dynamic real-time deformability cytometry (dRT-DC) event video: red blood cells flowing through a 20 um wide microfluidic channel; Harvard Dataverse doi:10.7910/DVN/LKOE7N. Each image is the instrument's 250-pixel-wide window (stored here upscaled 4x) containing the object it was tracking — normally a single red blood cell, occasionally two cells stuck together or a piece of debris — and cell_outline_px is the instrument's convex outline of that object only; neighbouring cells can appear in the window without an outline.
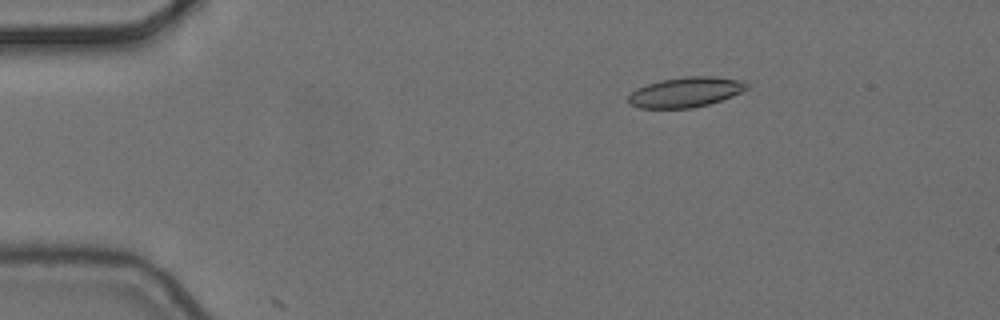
{"species": "common noctule bat (a hibernating species)", "species_latin": "Nyctalus noctula", "temperature_condition": "cold", "stored_images_in_passage": 6, "camera_frame_rate_fps": 3000, "um_per_image_px": 0.085, "animal": {"sex": "female", "body_mass_g": 24.6, "forearm_length_mm": 56.2}, "frame": {"image": 1, "passage_image": 3, "time_ms": 0.667, "image_size_px": [1000, 320], "cell_outline_px": [[748, 88], [732, 96], [708, 104], [692, 108], [640, 108], [628, 104], [628, 96], [636, 88], [660, 80], [684, 76], [716, 76], [744, 80], [748, 84]], "centroid_in_image_um": [58.28, 7.82], "position_along_channel_um": 26.7, "area_um2": 20.87}}
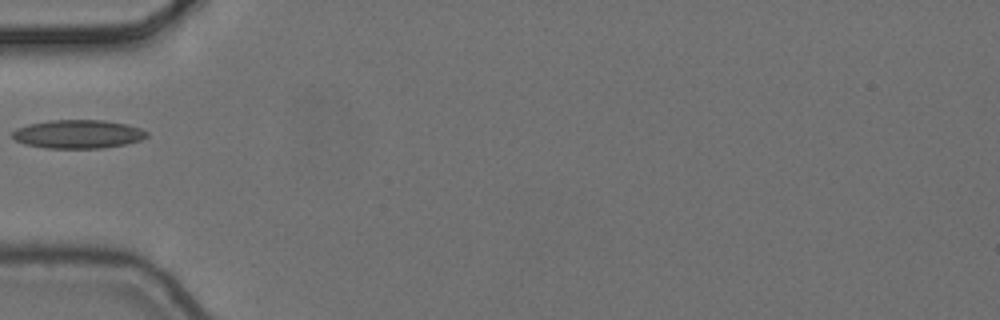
{"frame": {"image": 2, "passage_image": 6, "time_ms": 1.667, "image_size_px": [1000, 320], "cell_outline_px": [[148, 136], [140, 140], [124, 144], [104, 148], [44, 148], [24, 144], [16, 140], [12, 136], [12, 132], [16, 128], [28, 124], [48, 120], [104, 120], [128, 124], [140, 128], [148, 132]], "centroid_in_image_um": [6.62, 11.39], "position_along_channel_um": 78.4, "area_um2": 22.48}}